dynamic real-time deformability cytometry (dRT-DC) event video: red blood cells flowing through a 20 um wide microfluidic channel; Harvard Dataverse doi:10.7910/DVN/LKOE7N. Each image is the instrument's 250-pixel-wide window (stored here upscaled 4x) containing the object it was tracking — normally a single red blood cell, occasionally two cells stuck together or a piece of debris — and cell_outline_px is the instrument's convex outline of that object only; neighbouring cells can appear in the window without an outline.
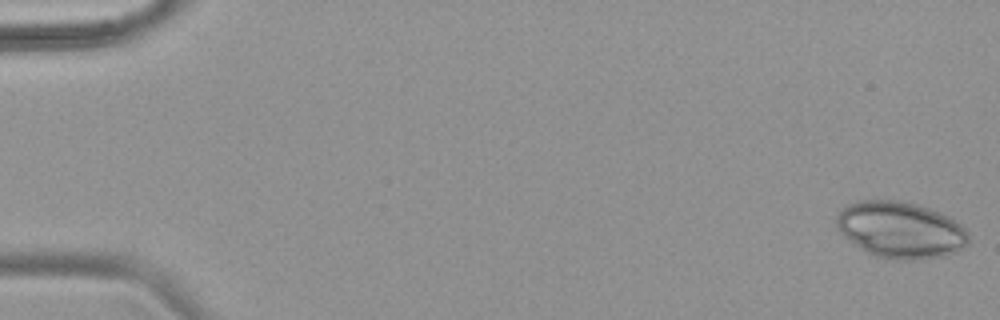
{"species": "common noctule bat (a hibernating species)", "species_latin": "Nyctalus noctula", "temperature_condition": "warm", "stored_images_in_passage": 53, "camera_frame_rate_fps": 3000, "um_per_image_px": 0.085, "animal": {"sex": "female", "body_mass_g": 18.4}, "frame": {"image": 1, "passage_image": 1, "time_ms": 0.0, "image_size_px": [1000, 320], "cell_outline_px": [[968, 244], [964, 248], [956, 252], [944, 256], [916, 260], [896, 260], [876, 256], [868, 252], [840, 232], [836, 224], [836, 216], [840, 208], [848, 204], [860, 200], [900, 200], [916, 204], [940, 212], [948, 216], [960, 224], [968, 232]], "centroid_in_image_um": [76.56, 19.53], "position_along_channel_um": 8.4, "area_um2": 43.47}}
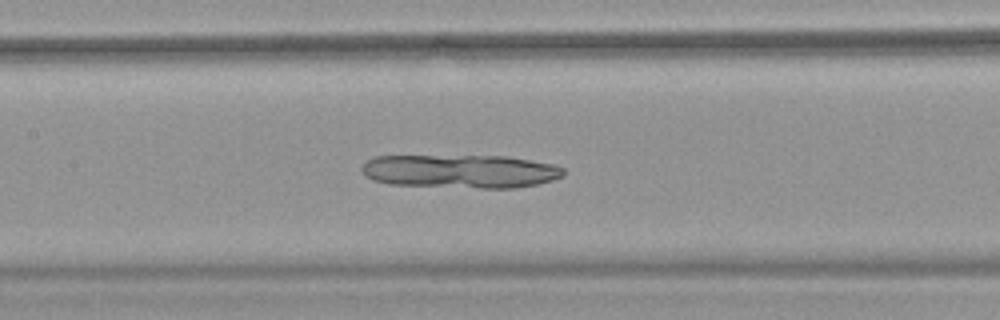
{"frame": {"image": 2, "passage_image": 26, "time_ms": 8.333, "image_size_px": [1000, 320], "cell_outline_px": [[564, 176], [552, 180], [536, 184], [516, 188], [480, 188], [388, 184], [372, 180], [364, 176], [360, 168], [368, 160], [376, 156], [508, 156], [552, 164], [564, 168]], "centroid_in_image_um": [39.12, 14.56], "position_along_channel_um": 168.3, "area_um2": 39.54}}
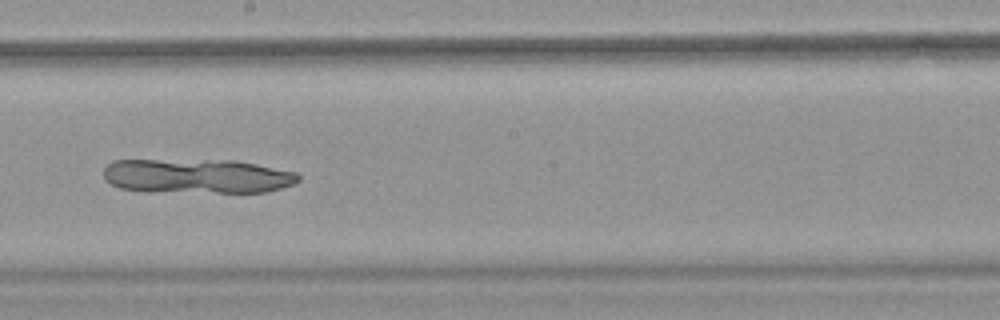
{"frame": {"image": 3, "passage_image": 31, "time_ms": 10.0, "image_size_px": [1000, 320], "cell_outline_px": [[300, 180], [292, 184], [268, 192], [148, 192], [120, 188], [104, 180], [104, 168], [112, 160], [236, 160], [296, 172], [300, 176]], "centroid_in_image_um": [16.72, 14.97], "position_along_channel_um": 231.5, "area_um2": 39.48}}